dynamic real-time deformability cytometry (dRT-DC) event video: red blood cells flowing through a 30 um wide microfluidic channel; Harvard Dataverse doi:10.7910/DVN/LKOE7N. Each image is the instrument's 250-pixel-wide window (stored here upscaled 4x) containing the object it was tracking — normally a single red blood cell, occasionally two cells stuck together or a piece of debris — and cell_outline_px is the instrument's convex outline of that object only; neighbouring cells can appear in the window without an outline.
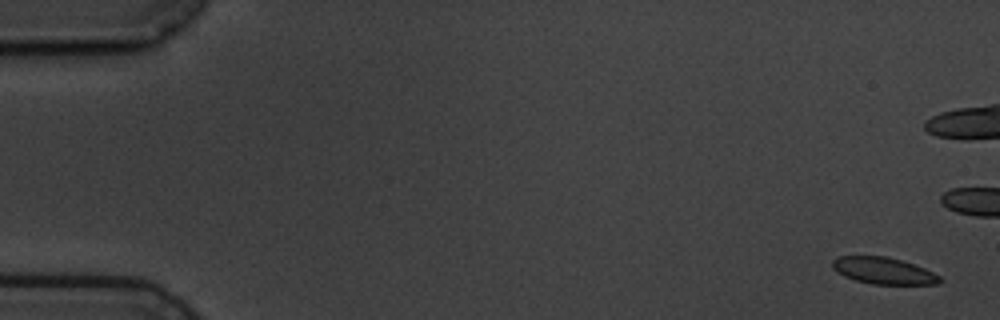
{"species": "common noctule bat (a hibernating species)", "species_latin": "Nyctalus noctula", "temperature_condition": "cold", "stored_images_in_passage": 6, "camera_frame_rate_fps": 3000, "um_per_image_px": 0.085, "animal": {"sex": "male", "body_mass_g": 19.5, "forearm_length_mm": 54.6}, "frame": {"image": 1, "passage_image": 1, "time_ms": 0.0, "image_size_px": [1000, 320], "cell_outline_px": [[940, 284], [872, 284], [856, 280], [844, 276], [836, 272], [832, 268], [832, 260], [840, 256], [884, 256], [900, 260], [924, 268], [940, 276]], "centroid_in_image_um": [75.06, 23.01], "position_along_channel_um": 9.9, "area_um2": 16.53}}